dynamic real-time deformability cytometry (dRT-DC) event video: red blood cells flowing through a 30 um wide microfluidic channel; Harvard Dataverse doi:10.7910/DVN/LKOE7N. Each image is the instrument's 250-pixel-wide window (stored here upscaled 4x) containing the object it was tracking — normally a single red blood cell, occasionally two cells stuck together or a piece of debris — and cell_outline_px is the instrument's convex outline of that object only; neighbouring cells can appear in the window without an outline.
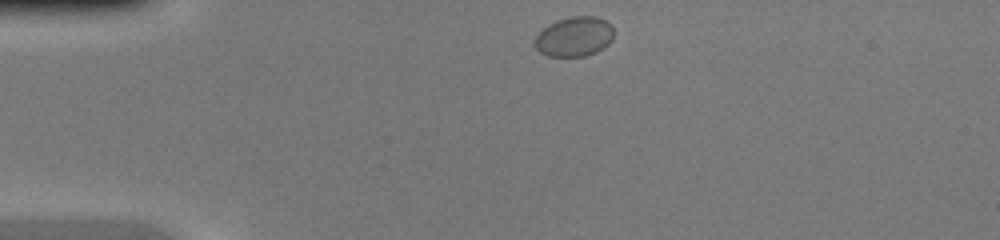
{"species": "common noctule bat (a hibernating species)", "species_latin": "Nyctalus noctula", "temperature_condition": "warm", "stored_images_in_passage": 37, "camera_frame_rate_fps": 3000, "um_per_image_px": 0.085, "animal": {"sex": "female", "body_mass_g": 20.0, "forearm_length_mm": 54.0}, "frame": {"image": 1, "passage_image": 1, "time_ms": 0.0, "image_size_px": [1000, 240], "cell_outline_px": [[612, 40], [604, 48], [596, 52], [584, 56], [548, 56], [540, 52], [532, 44], [532, 40], [548, 24], [556, 20], [572, 16], [596, 16], [612, 24]], "centroid_in_image_um": [48.79, 3.11], "position_along_channel_um": 36.2, "area_um2": 18.44}}
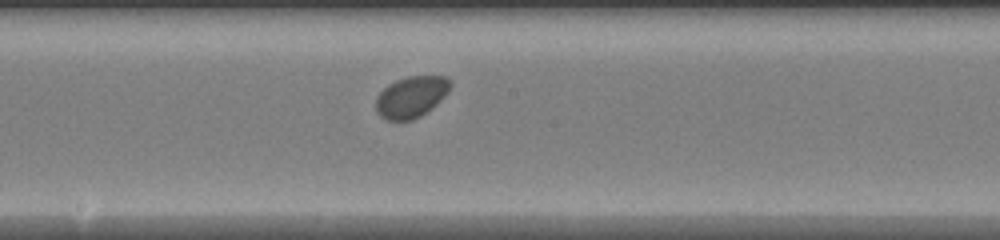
{"frame": {"image": 2, "passage_image": 16, "time_ms": 5.0, "image_size_px": [1000, 240], "cell_outline_px": [[452, 84], [448, 92], [432, 108], [420, 116], [412, 120], [388, 120], [380, 116], [376, 112], [376, 96], [388, 84], [396, 80], [408, 76], [448, 76], [452, 80]], "centroid_in_image_um": [34.97, 8.22], "position_along_channel_um": 213.2, "area_um2": 18.03}}
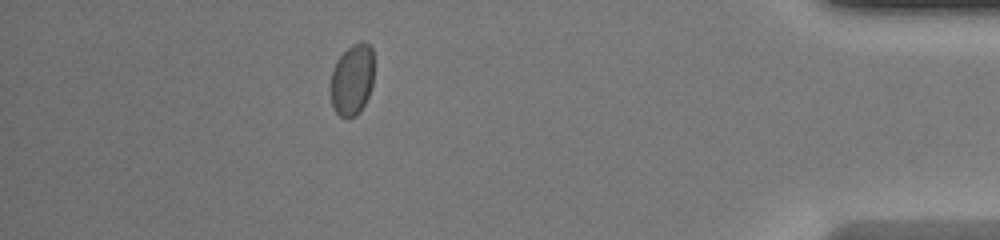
{"frame": {"image": 3, "passage_image": 32, "time_ms": 10.333, "image_size_px": [1000, 240], "cell_outline_px": [[372, 84], [368, 96], [360, 112], [356, 116], [348, 120], [340, 116], [332, 108], [332, 68], [336, 60], [352, 44], [360, 40], [364, 40], [372, 48]], "centroid_in_image_um": [29.93, 6.78], "position_along_channel_um": 405.3, "area_um2": 18.03}}